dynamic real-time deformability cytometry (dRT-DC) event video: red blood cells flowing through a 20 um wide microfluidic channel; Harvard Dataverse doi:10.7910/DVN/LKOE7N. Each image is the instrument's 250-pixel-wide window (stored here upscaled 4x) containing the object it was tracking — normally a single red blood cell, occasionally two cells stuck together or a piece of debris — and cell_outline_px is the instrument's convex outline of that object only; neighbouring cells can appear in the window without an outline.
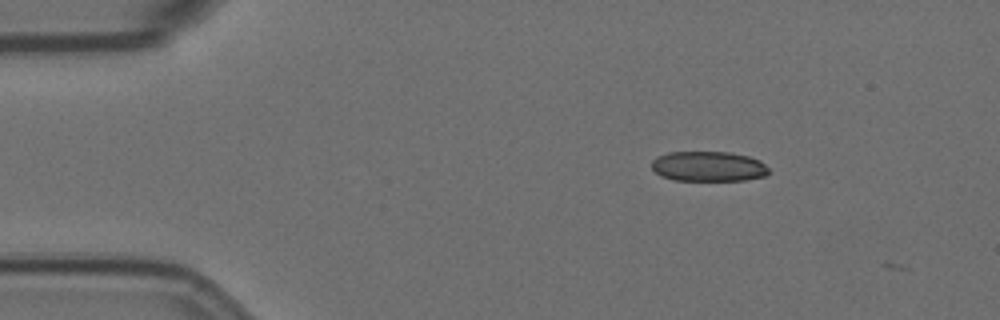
{"species": "Egyptian fruit bat (a non-hibernating species)", "species_latin": "Rousettus aegyptiacus", "temperature_condition": "room temperature", "stored_images_in_passage": 4, "camera_frame_rate_fps": 3000, "um_per_image_px": 0.085, "animal": {"sex": "female"}, "frame": {"image": 1, "passage_image": 3, "time_ms": 0.667, "image_size_px": [1000, 320], "cell_outline_px": [[768, 172], [764, 176], [744, 180], [676, 180], [660, 176], [652, 168], [652, 160], [656, 156], [668, 152], [728, 152], [748, 156], [760, 160], [768, 168]], "centroid_in_image_um": [60.19, 14.13], "position_along_channel_um": 24.8, "area_um2": 20.46}}